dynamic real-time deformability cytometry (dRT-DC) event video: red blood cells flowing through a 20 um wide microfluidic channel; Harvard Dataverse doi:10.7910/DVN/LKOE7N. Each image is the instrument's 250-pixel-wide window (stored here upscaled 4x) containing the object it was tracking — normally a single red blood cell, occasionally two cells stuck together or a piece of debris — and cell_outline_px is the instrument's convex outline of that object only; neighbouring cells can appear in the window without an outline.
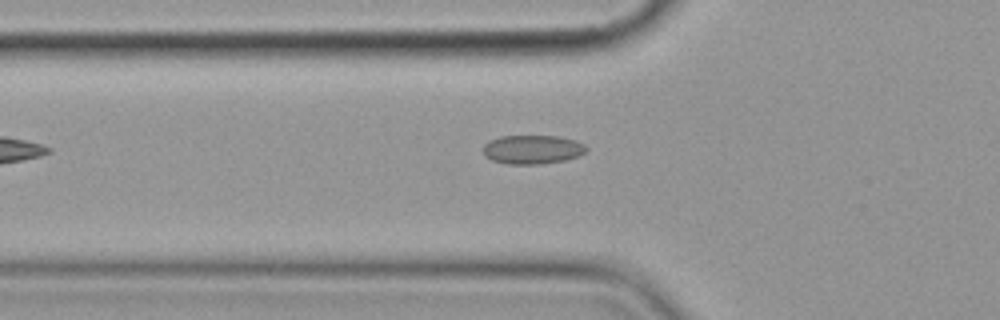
{"species": "common noctule bat (a hibernating species)", "species_latin": "Nyctalus noctula", "temperature_condition": "cold", "stored_images_in_passage": 8, "camera_frame_rate_fps": 3000, "um_per_image_px": 0.085, "animal": {"sex": "female", "body_mass_g": 19.9}, "frame": {"image": 1, "passage_image": 8, "time_ms": 9.0, "image_size_px": [1000, 320], "cell_outline_px": [[588, 148], [584, 152], [576, 156], [564, 160], [540, 164], [508, 164], [492, 160], [484, 156], [484, 144], [500, 136], [560, 136], [576, 140], [584, 144]], "centroid_in_image_um": [45.26, 12.7], "position_along_channel_um": 80.5, "area_um2": 17.28}}